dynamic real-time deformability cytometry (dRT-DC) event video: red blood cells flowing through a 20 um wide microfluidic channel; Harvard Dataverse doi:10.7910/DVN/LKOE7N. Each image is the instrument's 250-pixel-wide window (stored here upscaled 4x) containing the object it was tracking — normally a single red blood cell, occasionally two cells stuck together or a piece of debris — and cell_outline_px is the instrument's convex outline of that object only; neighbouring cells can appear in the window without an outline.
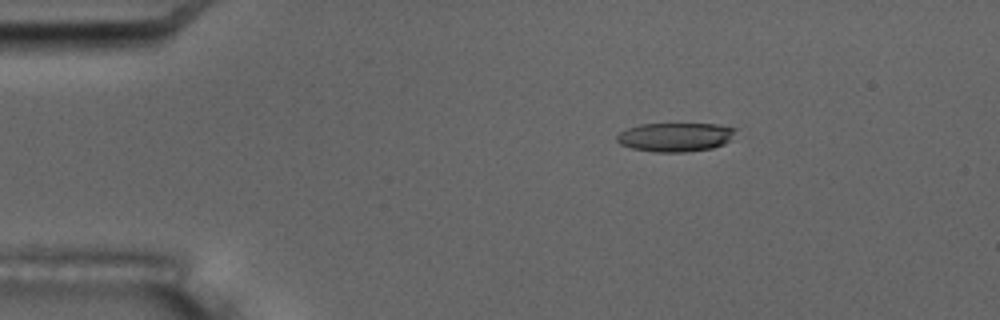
{"species": "common noctule bat (a hibernating species)", "species_latin": "Nyctalus noctula", "temperature_condition": "room temperature", "stored_images_in_passage": 4, "camera_frame_rate_fps": 3000, "um_per_image_px": 0.085, "animal": {"sex": "male", "body_mass_g": 17.5, "forearm_length_mm": 52.3}, "frame": {"image": 1, "passage_image": 2, "time_ms": 1.333, "image_size_px": [1000, 320], "cell_outline_px": [[736, 128], [728, 140], [724, 144], [712, 148], [684, 152], [656, 152], [632, 148], [620, 144], [616, 140], [616, 136], [620, 132], [628, 128], [640, 124], [716, 124]], "centroid_in_image_um": [57.36, 11.65], "position_along_channel_um": 27.6, "area_um2": 19.77}}